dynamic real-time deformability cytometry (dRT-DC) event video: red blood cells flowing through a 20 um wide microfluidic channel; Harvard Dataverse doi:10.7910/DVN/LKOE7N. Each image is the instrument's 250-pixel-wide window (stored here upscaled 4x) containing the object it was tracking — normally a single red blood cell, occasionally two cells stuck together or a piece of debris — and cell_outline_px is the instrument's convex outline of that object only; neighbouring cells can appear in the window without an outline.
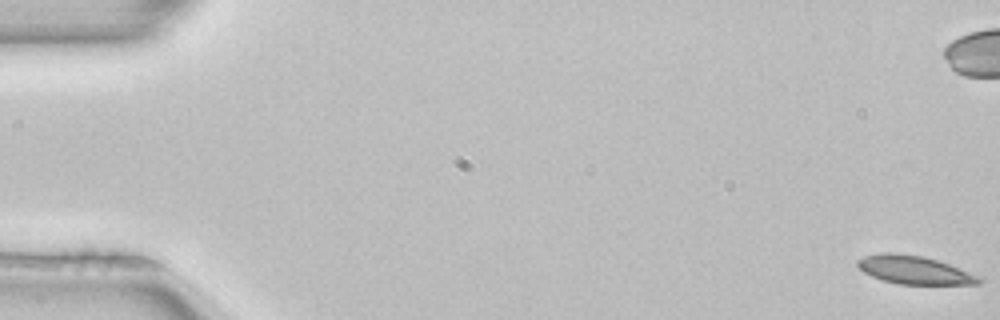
{"species": "common noctule bat (a hibernating species)", "species_latin": "Nyctalus noctula", "temperature_condition": "room temperature", "stored_images_in_passage": 5, "camera_frame_rate_fps": 3000, "um_per_image_px": 0.085, "animal": {"sex": "female", "body_mass_g": 22.7, "forearm_length_mm": 54.2}, "frame": {"image": 1, "passage_image": 1, "time_ms": 0.0, "image_size_px": [1000, 320], "cell_outline_px": [[984, 280], [980, 284], [900, 284], [884, 280], [872, 276], [864, 272], [856, 264], [856, 260], [864, 256], [884, 252], [892, 252], [920, 256], [936, 260], [948, 264], [976, 276]], "centroid_in_image_um": [77.66, 22.94], "position_along_channel_um": 7.3, "area_um2": 19.54}}